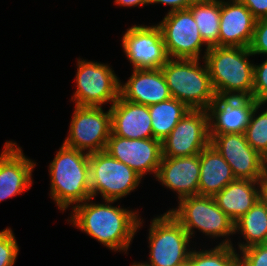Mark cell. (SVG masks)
<instances>
[{
  "label": "cell",
  "mask_w": 267,
  "mask_h": 266,
  "mask_svg": "<svg viewBox=\"0 0 267 266\" xmlns=\"http://www.w3.org/2000/svg\"><path fill=\"white\" fill-rule=\"evenodd\" d=\"M210 144L231 166L236 179L258 181L266 170V159L247 142L244 133L210 134Z\"/></svg>",
  "instance_id": "13"
},
{
  "label": "cell",
  "mask_w": 267,
  "mask_h": 266,
  "mask_svg": "<svg viewBox=\"0 0 267 266\" xmlns=\"http://www.w3.org/2000/svg\"><path fill=\"white\" fill-rule=\"evenodd\" d=\"M257 104L252 97H216L208 108L210 134L244 133Z\"/></svg>",
  "instance_id": "16"
},
{
  "label": "cell",
  "mask_w": 267,
  "mask_h": 266,
  "mask_svg": "<svg viewBox=\"0 0 267 266\" xmlns=\"http://www.w3.org/2000/svg\"><path fill=\"white\" fill-rule=\"evenodd\" d=\"M231 243L224 239L211 250H191L187 266H240V255Z\"/></svg>",
  "instance_id": "26"
},
{
  "label": "cell",
  "mask_w": 267,
  "mask_h": 266,
  "mask_svg": "<svg viewBox=\"0 0 267 266\" xmlns=\"http://www.w3.org/2000/svg\"><path fill=\"white\" fill-rule=\"evenodd\" d=\"M203 61L199 65V59L169 58L161 67L171 96L189 109L208 110L217 97Z\"/></svg>",
  "instance_id": "4"
},
{
  "label": "cell",
  "mask_w": 267,
  "mask_h": 266,
  "mask_svg": "<svg viewBox=\"0 0 267 266\" xmlns=\"http://www.w3.org/2000/svg\"><path fill=\"white\" fill-rule=\"evenodd\" d=\"M153 138L161 142L170 134L177 123L190 109L181 101L170 98L148 106Z\"/></svg>",
  "instance_id": "25"
},
{
  "label": "cell",
  "mask_w": 267,
  "mask_h": 266,
  "mask_svg": "<svg viewBox=\"0 0 267 266\" xmlns=\"http://www.w3.org/2000/svg\"><path fill=\"white\" fill-rule=\"evenodd\" d=\"M115 5L123 6V7H137L144 6L149 4V0H115Z\"/></svg>",
  "instance_id": "35"
},
{
  "label": "cell",
  "mask_w": 267,
  "mask_h": 266,
  "mask_svg": "<svg viewBox=\"0 0 267 266\" xmlns=\"http://www.w3.org/2000/svg\"><path fill=\"white\" fill-rule=\"evenodd\" d=\"M120 96L146 106L172 98L161 68L133 69L127 82L120 84Z\"/></svg>",
  "instance_id": "20"
},
{
  "label": "cell",
  "mask_w": 267,
  "mask_h": 266,
  "mask_svg": "<svg viewBox=\"0 0 267 266\" xmlns=\"http://www.w3.org/2000/svg\"><path fill=\"white\" fill-rule=\"evenodd\" d=\"M195 0H149V4H164L170 6L169 12L186 10L188 9Z\"/></svg>",
  "instance_id": "33"
},
{
  "label": "cell",
  "mask_w": 267,
  "mask_h": 266,
  "mask_svg": "<svg viewBox=\"0 0 267 266\" xmlns=\"http://www.w3.org/2000/svg\"><path fill=\"white\" fill-rule=\"evenodd\" d=\"M188 9L193 14L204 43L209 48L219 46L221 0H195Z\"/></svg>",
  "instance_id": "24"
},
{
  "label": "cell",
  "mask_w": 267,
  "mask_h": 266,
  "mask_svg": "<svg viewBox=\"0 0 267 266\" xmlns=\"http://www.w3.org/2000/svg\"><path fill=\"white\" fill-rule=\"evenodd\" d=\"M178 208L169 210L172 216L183 226L190 238L194 228L206 236L227 238L235 234L234 222L216 204L212 196L194 195L178 201Z\"/></svg>",
  "instance_id": "6"
},
{
  "label": "cell",
  "mask_w": 267,
  "mask_h": 266,
  "mask_svg": "<svg viewBox=\"0 0 267 266\" xmlns=\"http://www.w3.org/2000/svg\"><path fill=\"white\" fill-rule=\"evenodd\" d=\"M131 266H143L140 262L136 263L134 262L133 265L131 264Z\"/></svg>",
  "instance_id": "36"
},
{
  "label": "cell",
  "mask_w": 267,
  "mask_h": 266,
  "mask_svg": "<svg viewBox=\"0 0 267 266\" xmlns=\"http://www.w3.org/2000/svg\"><path fill=\"white\" fill-rule=\"evenodd\" d=\"M200 177L199 154L188 157H162L157 180L178 193L181 199L198 195Z\"/></svg>",
  "instance_id": "18"
},
{
  "label": "cell",
  "mask_w": 267,
  "mask_h": 266,
  "mask_svg": "<svg viewBox=\"0 0 267 266\" xmlns=\"http://www.w3.org/2000/svg\"><path fill=\"white\" fill-rule=\"evenodd\" d=\"M157 25L161 29L169 58L200 60L203 45L206 49L202 57L205 58L209 47L204 43L189 9L168 12Z\"/></svg>",
  "instance_id": "11"
},
{
  "label": "cell",
  "mask_w": 267,
  "mask_h": 266,
  "mask_svg": "<svg viewBox=\"0 0 267 266\" xmlns=\"http://www.w3.org/2000/svg\"><path fill=\"white\" fill-rule=\"evenodd\" d=\"M111 132L129 139L153 138L149 108L123 99L121 96L110 107Z\"/></svg>",
  "instance_id": "19"
},
{
  "label": "cell",
  "mask_w": 267,
  "mask_h": 266,
  "mask_svg": "<svg viewBox=\"0 0 267 266\" xmlns=\"http://www.w3.org/2000/svg\"><path fill=\"white\" fill-rule=\"evenodd\" d=\"M200 177L198 195L214 196L236 178L231 166L210 144L199 154Z\"/></svg>",
  "instance_id": "21"
},
{
  "label": "cell",
  "mask_w": 267,
  "mask_h": 266,
  "mask_svg": "<svg viewBox=\"0 0 267 266\" xmlns=\"http://www.w3.org/2000/svg\"><path fill=\"white\" fill-rule=\"evenodd\" d=\"M262 105L258 103L254 107L244 135L249 145L267 160V109L255 115Z\"/></svg>",
  "instance_id": "27"
},
{
  "label": "cell",
  "mask_w": 267,
  "mask_h": 266,
  "mask_svg": "<svg viewBox=\"0 0 267 266\" xmlns=\"http://www.w3.org/2000/svg\"><path fill=\"white\" fill-rule=\"evenodd\" d=\"M249 48L217 46L209 48L205 62L217 97H252L254 64Z\"/></svg>",
  "instance_id": "2"
},
{
  "label": "cell",
  "mask_w": 267,
  "mask_h": 266,
  "mask_svg": "<svg viewBox=\"0 0 267 266\" xmlns=\"http://www.w3.org/2000/svg\"><path fill=\"white\" fill-rule=\"evenodd\" d=\"M77 63V89L71 99L76 106L102 107L119 98L121 82L110 66L80 58Z\"/></svg>",
  "instance_id": "8"
},
{
  "label": "cell",
  "mask_w": 267,
  "mask_h": 266,
  "mask_svg": "<svg viewBox=\"0 0 267 266\" xmlns=\"http://www.w3.org/2000/svg\"><path fill=\"white\" fill-rule=\"evenodd\" d=\"M256 20L267 18V0H240Z\"/></svg>",
  "instance_id": "32"
},
{
  "label": "cell",
  "mask_w": 267,
  "mask_h": 266,
  "mask_svg": "<svg viewBox=\"0 0 267 266\" xmlns=\"http://www.w3.org/2000/svg\"><path fill=\"white\" fill-rule=\"evenodd\" d=\"M122 47L133 69L161 68L169 59L158 25L134 24L124 33Z\"/></svg>",
  "instance_id": "12"
},
{
  "label": "cell",
  "mask_w": 267,
  "mask_h": 266,
  "mask_svg": "<svg viewBox=\"0 0 267 266\" xmlns=\"http://www.w3.org/2000/svg\"><path fill=\"white\" fill-rule=\"evenodd\" d=\"M50 196L58 208L66 210L91 198L90 166L87 152L61 145L49 165Z\"/></svg>",
  "instance_id": "3"
},
{
  "label": "cell",
  "mask_w": 267,
  "mask_h": 266,
  "mask_svg": "<svg viewBox=\"0 0 267 266\" xmlns=\"http://www.w3.org/2000/svg\"><path fill=\"white\" fill-rule=\"evenodd\" d=\"M240 253V266H267V244L253 245Z\"/></svg>",
  "instance_id": "29"
},
{
  "label": "cell",
  "mask_w": 267,
  "mask_h": 266,
  "mask_svg": "<svg viewBox=\"0 0 267 266\" xmlns=\"http://www.w3.org/2000/svg\"><path fill=\"white\" fill-rule=\"evenodd\" d=\"M92 198L72 207L69 222L79 230L114 251L128 250L137 230L142 226L138 211L112 206L115 200L92 203ZM89 201V202H88ZM88 202V203H87Z\"/></svg>",
  "instance_id": "1"
},
{
  "label": "cell",
  "mask_w": 267,
  "mask_h": 266,
  "mask_svg": "<svg viewBox=\"0 0 267 266\" xmlns=\"http://www.w3.org/2000/svg\"><path fill=\"white\" fill-rule=\"evenodd\" d=\"M234 231H240L246 241L239 243L240 251L253 245L267 244V205L259 199L234 223Z\"/></svg>",
  "instance_id": "23"
},
{
  "label": "cell",
  "mask_w": 267,
  "mask_h": 266,
  "mask_svg": "<svg viewBox=\"0 0 267 266\" xmlns=\"http://www.w3.org/2000/svg\"><path fill=\"white\" fill-rule=\"evenodd\" d=\"M148 237L150 263L143 266H187L190 236L169 211L153 218Z\"/></svg>",
  "instance_id": "5"
},
{
  "label": "cell",
  "mask_w": 267,
  "mask_h": 266,
  "mask_svg": "<svg viewBox=\"0 0 267 266\" xmlns=\"http://www.w3.org/2000/svg\"><path fill=\"white\" fill-rule=\"evenodd\" d=\"M258 185L260 200L267 205V170L263 172L262 177L258 180Z\"/></svg>",
  "instance_id": "34"
},
{
  "label": "cell",
  "mask_w": 267,
  "mask_h": 266,
  "mask_svg": "<svg viewBox=\"0 0 267 266\" xmlns=\"http://www.w3.org/2000/svg\"><path fill=\"white\" fill-rule=\"evenodd\" d=\"M91 198L101 194L103 200H119L140 184L141 176L106 151L89 154Z\"/></svg>",
  "instance_id": "7"
},
{
  "label": "cell",
  "mask_w": 267,
  "mask_h": 266,
  "mask_svg": "<svg viewBox=\"0 0 267 266\" xmlns=\"http://www.w3.org/2000/svg\"><path fill=\"white\" fill-rule=\"evenodd\" d=\"M35 166L16 142L6 141L0 154V202L31 188Z\"/></svg>",
  "instance_id": "15"
},
{
  "label": "cell",
  "mask_w": 267,
  "mask_h": 266,
  "mask_svg": "<svg viewBox=\"0 0 267 266\" xmlns=\"http://www.w3.org/2000/svg\"><path fill=\"white\" fill-rule=\"evenodd\" d=\"M19 246L11 228L0 231V266H14Z\"/></svg>",
  "instance_id": "28"
},
{
  "label": "cell",
  "mask_w": 267,
  "mask_h": 266,
  "mask_svg": "<svg viewBox=\"0 0 267 266\" xmlns=\"http://www.w3.org/2000/svg\"><path fill=\"white\" fill-rule=\"evenodd\" d=\"M213 199L235 223L260 199L258 181L235 179L215 194Z\"/></svg>",
  "instance_id": "22"
},
{
  "label": "cell",
  "mask_w": 267,
  "mask_h": 266,
  "mask_svg": "<svg viewBox=\"0 0 267 266\" xmlns=\"http://www.w3.org/2000/svg\"><path fill=\"white\" fill-rule=\"evenodd\" d=\"M253 98L258 103L267 102V59L260 65L254 64Z\"/></svg>",
  "instance_id": "30"
},
{
  "label": "cell",
  "mask_w": 267,
  "mask_h": 266,
  "mask_svg": "<svg viewBox=\"0 0 267 266\" xmlns=\"http://www.w3.org/2000/svg\"><path fill=\"white\" fill-rule=\"evenodd\" d=\"M64 145L88 154L104 151L111 134V112L101 107L76 106Z\"/></svg>",
  "instance_id": "9"
},
{
  "label": "cell",
  "mask_w": 267,
  "mask_h": 266,
  "mask_svg": "<svg viewBox=\"0 0 267 266\" xmlns=\"http://www.w3.org/2000/svg\"><path fill=\"white\" fill-rule=\"evenodd\" d=\"M249 49L253 55H267V18L256 20Z\"/></svg>",
  "instance_id": "31"
},
{
  "label": "cell",
  "mask_w": 267,
  "mask_h": 266,
  "mask_svg": "<svg viewBox=\"0 0 267 266\" xmlns=\"http://www.w3.org/2000/svg\"><path fill=\"white\" fill-rule=\"evenodd\" d=\"M256 19L240 0H221L219 46L249 48Z\"/></svg>",
  "instance_id": "17"
},
{
  "label": "cell",
  "mask_w": 267,
  "mask_h": 266,
  "mask_svg": "<svg viewBox=\"0 0 267 266\" xmlns=\"http://www.w3.org/2000/svg\"><path fill=\"white\" fill-rule=\"evenodd\" d=\"M208 110L190 109L162 141V157H188L200 154L210 145Z\"/></svg>",
  "instance_id": "10"
},
{
  "label": "cell",
  "mask_w": 267,
  "mask_h": 266,
  "mask_svg": "<svg viewBox=\"0 0 267 266\" xmlns=\"http://www.w3.org/2000/svg\"><path fill=\"white\" fill-rule=\"evenodd\" d=\"M104 151L142 178L147 173H154L156 178L162 159V142L154 138L129 139L111 132Z\"/></svg>",
  "instance_id": "14"
}]
</instances>
